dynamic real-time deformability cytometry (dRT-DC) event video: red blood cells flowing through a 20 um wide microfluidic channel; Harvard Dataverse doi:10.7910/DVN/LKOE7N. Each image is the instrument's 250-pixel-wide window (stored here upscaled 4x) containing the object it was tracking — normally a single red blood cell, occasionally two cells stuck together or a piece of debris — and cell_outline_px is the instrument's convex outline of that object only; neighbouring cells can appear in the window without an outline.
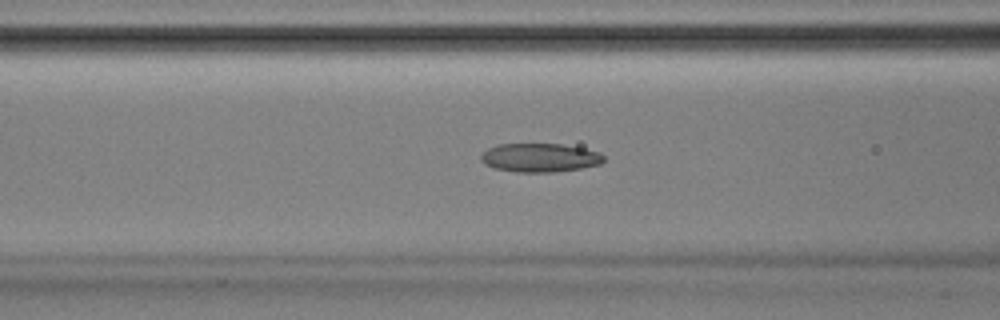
{"species": "Egyptian fruit bat (a non-hibernating species)", "species_latin": "Rousettus aegyptiacus", "temperature_condition": "room temperature", "stored_images_in_passage": 53, "camera_frame_rate_fps": 3000, "um_per_image_px": 0.085, "animal": {"sex": "male"}, "frame": {"image": 1, "passage_image": 21, "time_ms": 6.667, "image_size_px": [1000, 320], "cell_outline_px": [[604, 160], [600, 164], [580, 168], [556, 172], [516, 172], [496, 168], [484, 164], [480, 160], [480, 156], [488, 148], [496, 144], [560, 144], [584, 148], [600, 152], [604, 156]], "centroid_in_image_um": [45.88, 13.4], "position_along_channel_um": 120.7, "area_um2": 20.58}}
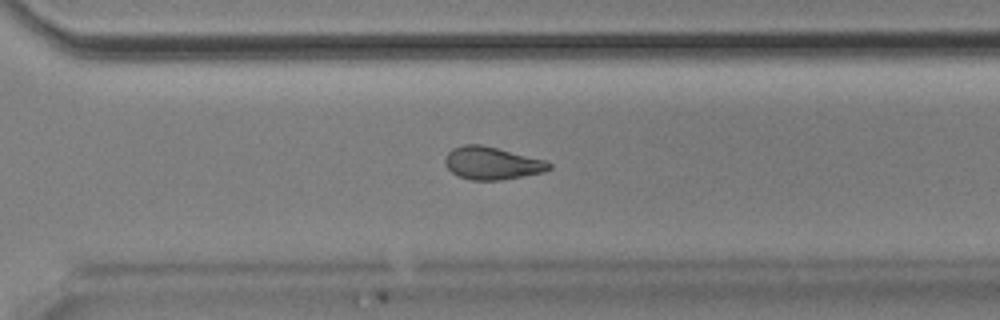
{"frame": {"image": 2, "passage_image": 37, "time_ms": 12.0, "image_size_px": [1000, 320], "cell_outline_px": [[552, 168], [544, 172], [500, 180], [472, 180], [456, 176], [444, 164], [444, 156], [452, 148], [464, 144], [480, 144], [548, 160], [552, 164]], "centroid_in_image_um": [41.81, 13.86], "position_along_channel_um": 328.8, "area_um2": 20.06}}
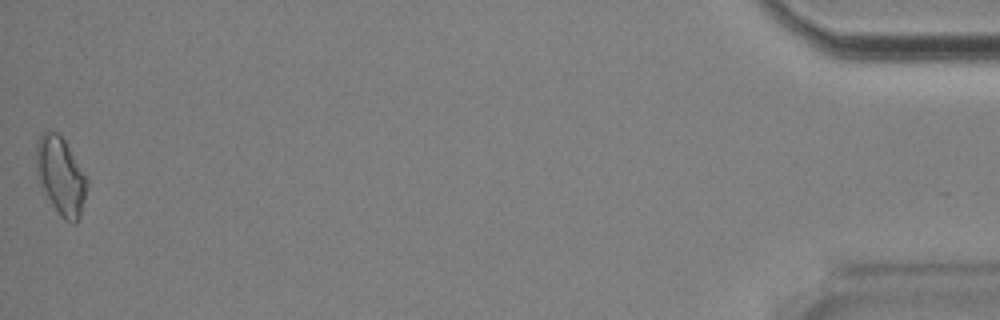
{"frame": {"image": 3, "passage_image": 52, "time_ms": 17.0, "image_size_px": [1000, 320], "cell_outline_px": [[88, 184], [80, 216], [72, 224], [64, 220], [60, 216], [44, 192], [40, 180], [36, 164], [36, 144], [40, 136], [48, 128], [56, 132], [64, 140], [88, 180]], "centroid_in_image_um": [5.17, 14.94], "position_along_channel_um": 430.0, "area_um2": 22.54}, "authors_computed_cell_mechanics": {"area_um2": 20.4034, "velocity_mm_per_s": 3.9096, "shape_relaxation_time_tau1_ms": null, "shape_relaxation_time_tau2_ms": 3.6239, "deformation_change_tau1": null, "deformation_change_tau2": 0.0938}}